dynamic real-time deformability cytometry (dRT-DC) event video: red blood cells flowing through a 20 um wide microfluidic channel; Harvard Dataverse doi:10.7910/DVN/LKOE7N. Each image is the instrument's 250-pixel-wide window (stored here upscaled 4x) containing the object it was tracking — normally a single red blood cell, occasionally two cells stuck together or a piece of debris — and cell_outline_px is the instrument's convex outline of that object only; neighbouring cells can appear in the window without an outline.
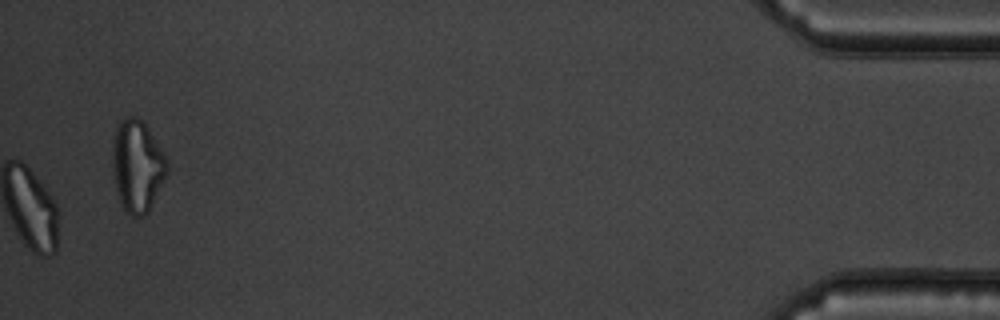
{"species": "common noctule bat (a hibernating species)", "species_latin": "Nyctalus noctula", "temperature_condition": "warm", "stored_images_in_passage": 42, "camera_frame_rate_fps": 3000, "um_per_image_px": 0.085, "animal": {"sex": "male", "body_mass_g": 19.5, "forearm_length_mm": 54.6}, "frame": {"image": 1, "passage_image": 42, "time_ms": 13.667, "image_size_px": [1000, 320], "cell_outline_px": [[168, 172], [148, 212], [144, 216], [132, 216], [124, 212], [120, 204], [112, 168], [112, 148], [116, 124], [124, 116], [136, 116], [148, 128], [168, 160]], "centroid_in_image_um": [11.65, 14.1], "position_along_channel_um": 423.5, "area_um2": 29.48}, "authors_computed_cell_mechanics": {"area_um2": 24.6517, "velocity_mm_per_s": 3.7085, "shape_relaxation_time_tau1_ms": null, "shape_relaxation_time_tau2_ms": 1.0602, "deformation_change_tau1": null, "deformation_change_tau2": 0.0841}}